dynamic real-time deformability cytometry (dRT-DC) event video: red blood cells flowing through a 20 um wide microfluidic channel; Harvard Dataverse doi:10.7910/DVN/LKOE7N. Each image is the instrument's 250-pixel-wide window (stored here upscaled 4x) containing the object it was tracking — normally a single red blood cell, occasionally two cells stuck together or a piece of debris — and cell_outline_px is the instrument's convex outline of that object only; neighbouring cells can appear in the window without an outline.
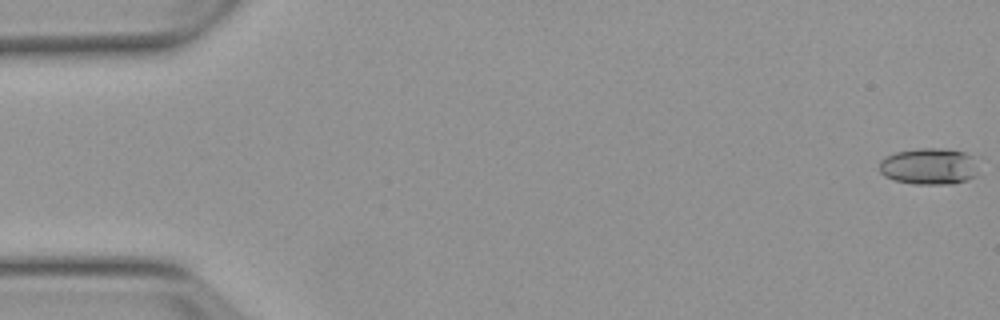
{"species": "Egyptian fruit bat (a non-hibernating species)", "species_latin": "Rousettus aegyptiacus", "temperature_condition": "warm", "stored_images_in_passage": 5, "camera_frame_rate_fps": 3000, "um_per_image_px": 0.085, "animal": {"sex": "female"}, "frame": {"image": 1, "passage_image": 1, "time_ms": 0.0, "image_size_px": [1000, 320], "cell_outline_px": [[976, 176], [968, 180], [952, 184], [916, 184], [892, 180], [884, 176], [880, 172], [880, 160], [884, 156], [896, 152], [920, 148], [940, 148], [964, 152], [972, 156]], "centroid_in_image_um": [78.91, 14.15], "position_along_channel_um": 6.1, "area_um2": 21.04}}
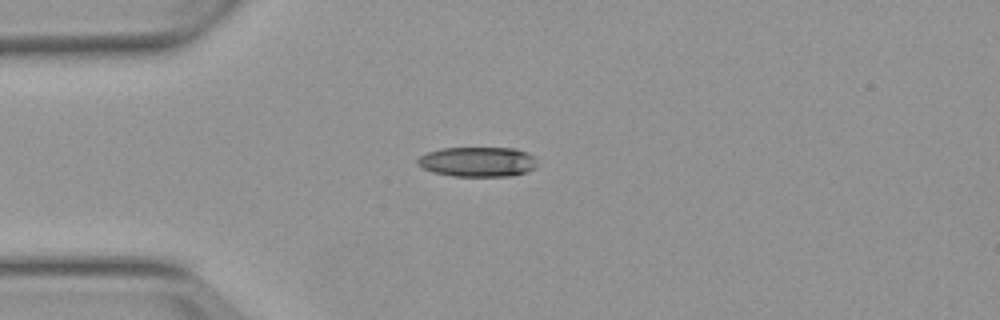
{"frame": {"image": 2, "passage_image": 4, "time_ms": 4.333, "image_size_px": [1000, 320], "cell_outline_px": [[536, 168], [528, 172], [512, 176], [452, 176], [432, 172], [416, 164], [416, 160], [420, 156], [428, 152], [440, 148], [516, 148], [528, 152], [536, 156]], "centroid_in_image_um": [40.64, 13.75], "position_along_channel_um": 44.4, "area_um2": 21.15}}
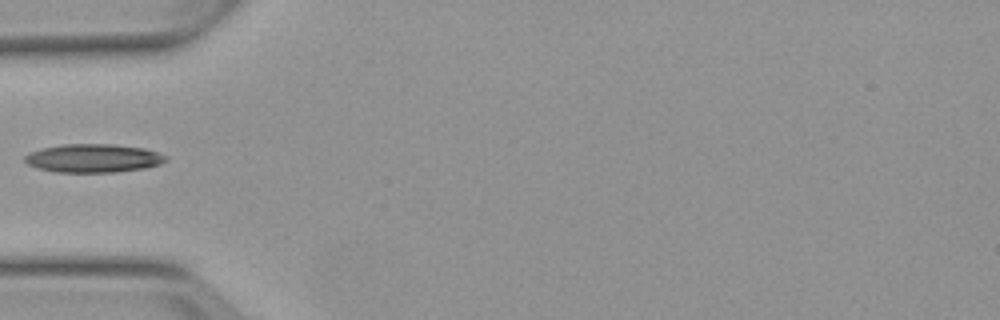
{"frame": {"image": 3, "passage_image": 5, "time_ms": 5.667, "image_size_px": [1000, 320], "cell_outline_px": [[168, 160], [160, 164], [144, 168], [116, 172], [56, 172], [36, 168], [28, 164], [24, 160], [24, 156], [40, 148], [64, 144], [112, 144], [144, 148], [168, 156]], "centroid_in_image_um": [7.93, 13.45], "position_along_channel_um": 77.1, "area_um2": 23.41}}